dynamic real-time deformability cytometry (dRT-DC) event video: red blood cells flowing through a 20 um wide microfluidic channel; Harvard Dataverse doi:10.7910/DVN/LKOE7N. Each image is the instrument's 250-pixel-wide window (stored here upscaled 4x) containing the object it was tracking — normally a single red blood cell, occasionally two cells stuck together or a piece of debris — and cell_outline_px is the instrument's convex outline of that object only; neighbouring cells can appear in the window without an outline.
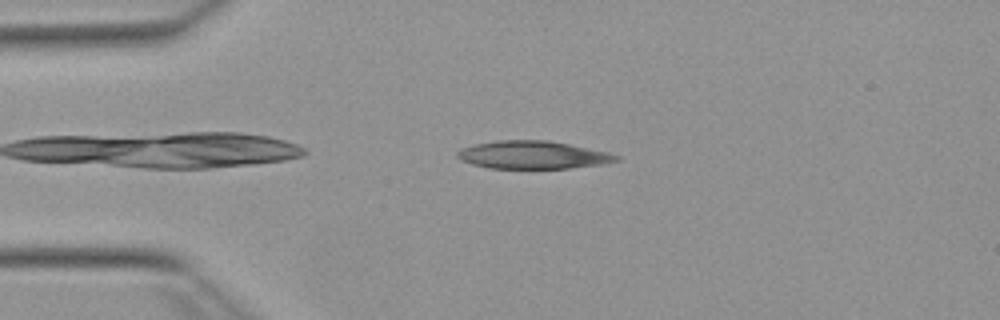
{"species": "Egyptian fruit bat (a non-hibernating species)", "species_latin": "Rousettus aegyptiacus", "temperature_condition": "warm", "stored_images_in_passage": 42, "camera_frame_rate_fps": 3000, "um_per_image_px": 0.085, "animal": {"sex": "female"}, "frame": {"image": 1, "passage_image": 3, "time_ms": 0.667, "image_size_px": [1000, 320], "cell_outline_px": [[620, 160], [604, 164], [568, 168], [488, 168], [472, 164], [460, 160], [456, 156], [456, 152], [460, 148], [472, 144], [496, 140], [548, 140], [608, 152], [620, 156]], "centroid_in_image_um": [45.25, 13.16], "position_along_channel_um": 39.8, "area_um2": 25.95}}
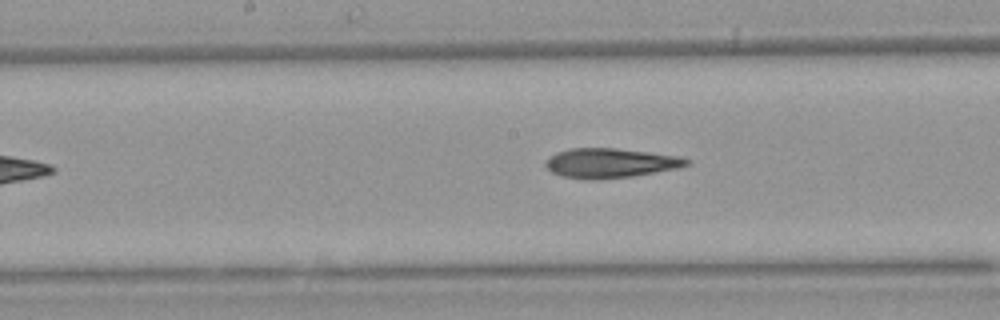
{"frame": {"image": 2, "passage_image": 17, "time_ms": 5.333, "image_size_px": [1000, 320], "cell_outline_px": [[688, 164], [676, 168], [632, 176], [584, 180], [560, 176], [552, 172], [544, 164], [548, 156], [556, 152], [572, 148], [616, 148], [680, 156], [688, 160]], "centroid_in_image_um": [51.79, 13.85], "position_along_channel_um": 196.4, "area_um2": 24.1}}
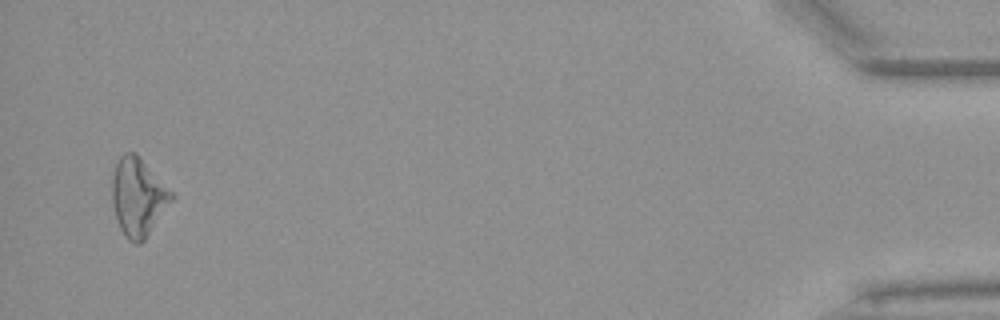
{"frame": {"image": 3, "passage_image": 41, "time_ms": 13.333, "image_size_px": [1000, 320], "cell_outline_px": [[176, 196], [144, 240], [140, 244], [136, 244], [128, 240], [124, 236], [120, 228], [116, 216], [112, 200], [112, 176], [116, 164], [120, 156], [124, 152], [136, 152]], "centroid_in_image_um": [11.74, 16.74], "position_along_channel_um": 423.5, "area_um2": 26.99}, "authors_computed_cell_mechanics": {"area_um2": 24.9696, "velocity_mm_per_s": 3.9278, "shape_relaxation_time_tau1_ms": null, "shape_relaxation_time_tau2_ms": 8.2641, "deformation_change_tau1": null, "deformation_change_tau2": 0.2395}}